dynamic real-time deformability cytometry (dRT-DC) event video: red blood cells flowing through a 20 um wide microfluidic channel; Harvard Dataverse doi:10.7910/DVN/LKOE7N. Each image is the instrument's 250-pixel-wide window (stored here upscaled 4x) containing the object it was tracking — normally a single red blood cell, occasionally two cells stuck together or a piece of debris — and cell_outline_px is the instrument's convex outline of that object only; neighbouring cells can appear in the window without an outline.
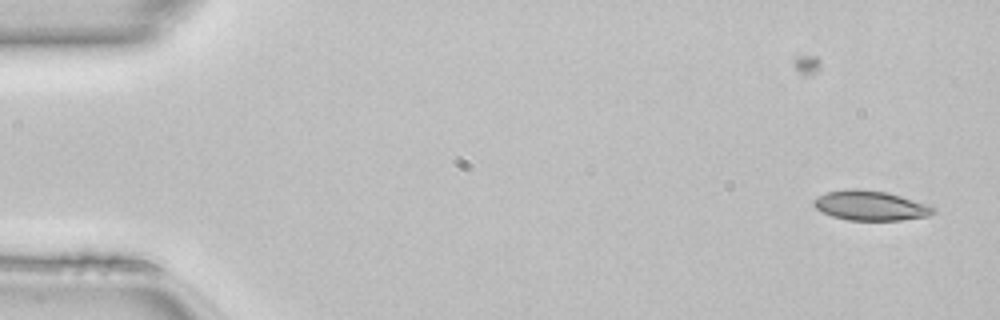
{"species": "common noctule bat (a hibernating species)", "species_latin": "Nyctalus noctula", "temperature_condition": "room temperature", "stored_images_in_passage": 49, "camera_frame_rate_fps": 3000, "um_per_image_px": 0.085, "animal": {"sex": "female", "body_mass_g": 22.7, "forearm_length_mm": 54.2}, "frame": {"image": 1, "passage_image": 1, "time_ms": 0.0, "image_size_px": [1000, 320], "cell_outline_px": [[936, 212], [928, 216], [900, 220], [848, 220], [832, 216], [816, 208], [812, 204], [812, 200], [828, 192], [848, 188], [856, 188], [888, 192], [936, 208]], "centroid_in_image_um": [73.97, 17.47], "position_along_channel_um": 11.0, "area_um2": 20.52}}
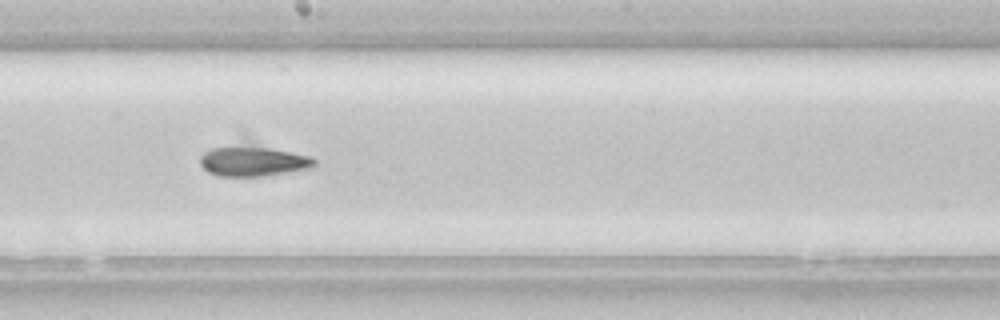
{"frame": {"image": 2, "passage_image": 26, "time_ms": 8.333, "image_size_px": [1000, 320], "cell_outline_px": [[316, 164], [312, 168], [268, 176], [220, 176], [208, 172], [200, 164], [200, 156], [204, 152], [212, 148], [244, 136], [248, 136], [312, 156], [316, 160]], "centroid_in_image_um": [21.56, 13.51], "position_along_channel_um": 226.6, "area_um2": 23.35}}
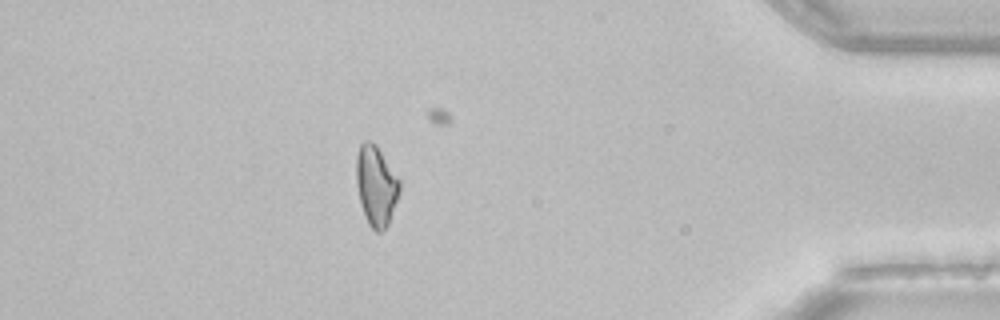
{"frame": {"image": 3, "passage_image": 42, "time_ms": 13.667, "image_size_px": [1000, 320], "cell_outline_px": [[400, 192], [388, 224], [380, 232], [376, 232], [368, 224], [360, 200], [356, 184], [356, 156], [360, 144], [364, 140], [372, 140], [376, 144], [400, 180]], "centroid_in_image_um": [31.96, 15.74], "position_along_channel_um": 403.2, "area_um2": 20.17}}